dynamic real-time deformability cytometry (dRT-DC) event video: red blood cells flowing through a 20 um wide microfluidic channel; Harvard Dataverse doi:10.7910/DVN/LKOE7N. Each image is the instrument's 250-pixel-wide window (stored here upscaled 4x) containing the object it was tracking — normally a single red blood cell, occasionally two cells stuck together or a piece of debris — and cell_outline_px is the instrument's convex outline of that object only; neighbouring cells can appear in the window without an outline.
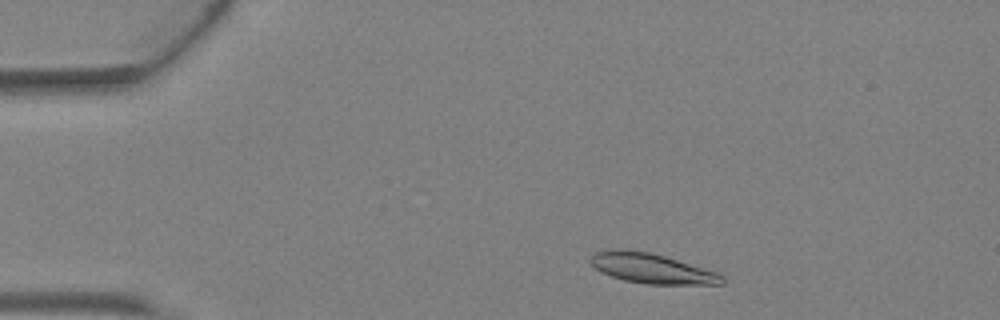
{"species": "Egyptian fruit bat (a non-hibernating species)", "species_latin": "Rousettus aegyptiacus", "temperature_condition": "warm", "stored_images_in_passage": 2, "camera_frame_rate_fps": 3000, "um_per_image_px": 0.085, "animal": {"sex": "female"}, "frame": {"image": 1, "passage_image": 1, "time_ms": 0.0, "image_size_px": [1000, 320], "cell_outline_px": [[724, 284], [648, 284], [624, 280], [600, 272], [588, 260], [596, 252], [612, 248], [620, 248], [652, 252], [716, 272], [724, 276]], "centroid_in_image_um": [55.36, 22.8], "position_along_channel_um": 29.6, "area_um2": 22.95}}